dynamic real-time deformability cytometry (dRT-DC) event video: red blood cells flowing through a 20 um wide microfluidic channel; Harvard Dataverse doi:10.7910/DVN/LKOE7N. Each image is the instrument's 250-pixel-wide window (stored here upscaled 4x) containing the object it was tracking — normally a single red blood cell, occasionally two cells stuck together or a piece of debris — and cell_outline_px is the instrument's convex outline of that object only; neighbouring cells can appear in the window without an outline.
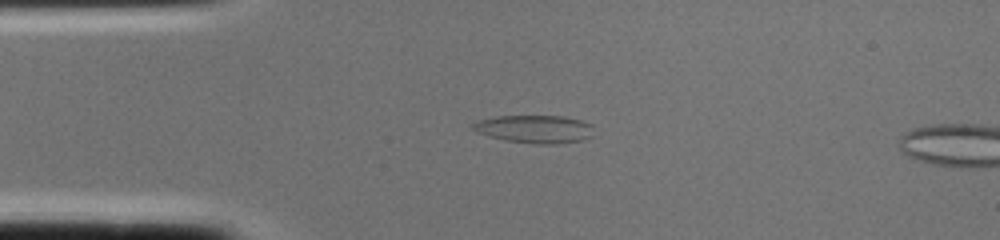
{"species": "common noctule bat (a hibernating species)", "species_latin": "Nyctalus noctula", "temperature_condition": "cold", "stored_images_in_passage": 2, "camera_frame_rate_fps": 3000, "um_per_image_px": 0.085, "animal": {"sex": "female", "body_mass_g": 22.0, "forearm_length_mm": 56.7}, "frame": {"image": 1, "passage_image": 2, "time_ms": 0.333, "image_size_px": [1000, 240], "cell_outline_px": [[592, 136], [584, 140], [556, 144], [532, 144], [504, 140], [488, 136], [476, 132], [472, 128], [472, 124], [476, 120], [496, 116], [564, 116], [580, 120], [592, 124]], "centroid_in_image_um": [45.43, 10.97], "position_along_channel_um": 39.6, "area_um2": 19.94}}